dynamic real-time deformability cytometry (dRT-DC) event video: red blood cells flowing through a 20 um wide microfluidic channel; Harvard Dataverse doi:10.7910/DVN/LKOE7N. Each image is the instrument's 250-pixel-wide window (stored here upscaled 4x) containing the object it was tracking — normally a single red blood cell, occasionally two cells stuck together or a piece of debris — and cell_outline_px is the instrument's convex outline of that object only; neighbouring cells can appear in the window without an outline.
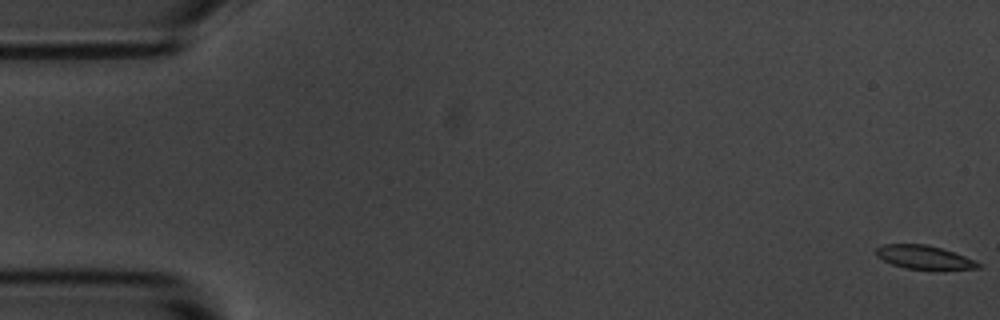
{"species": "common noctule bat (a hibernating species)", "species_latin": "Nyctalus noctula", "temperature_condition": "room temperature", "stored_images_in_passage": 4, "camera_frame_rate_fps": 3000, "um_per_image_px": 0.085, "animal": {"sex": "male", "body_mass_g": 20.1, "forearm_length_mm": 53.5}, "frame": {"image": 1, "passage_image": 1, "time_ms": 0.0, "image_size_px": [1000, 320], "cell_outline_px": [[984, 268], [904, 268], [892, 264], [876, 256], [876, 248], [884, 244], [928, 244], [976, 260]], "centroid_in_image_um": [78.51, 21.84], "position_along_channel_um": 6.5, "area_um2": 13.58}}